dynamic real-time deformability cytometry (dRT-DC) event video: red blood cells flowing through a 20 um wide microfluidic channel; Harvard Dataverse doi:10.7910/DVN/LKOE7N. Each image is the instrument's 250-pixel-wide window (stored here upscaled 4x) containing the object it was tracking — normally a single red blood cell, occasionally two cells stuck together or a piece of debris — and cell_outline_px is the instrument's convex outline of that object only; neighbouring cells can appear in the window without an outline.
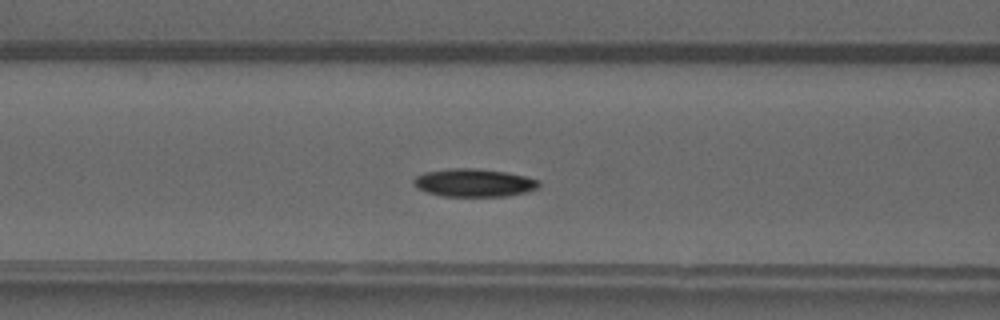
{"species": "common noctule bat (a hibernating species)", "species_latin": "Nyctalus noctula", "temperature_condition": "warm", "stored_images_in_passage": 34, "camera_frame_rate_fps": 3000, "um_per_image_px": 0.085, "animal": {"sex": "male", "forearm_length_mm": 52.5}, "frame": {"image": 1, "passage_image": 5, "time_ms": 1.333, "image_size_px": [1000, 320], "cell_outline_px": [[540, 184], [536, 188], [528, 192], [508, 196], [444, 196], [428, 192], [416, 188], [412, 184], [412, 180], [416, 176], [424, 172], [452, 168], [476, 168], [504, 172], [524, 176], [540, 180]], "centroid_in_image_um": [40.27, 15.53], "position_along_channel_um": 126.3, "area_um2": 20.46}}
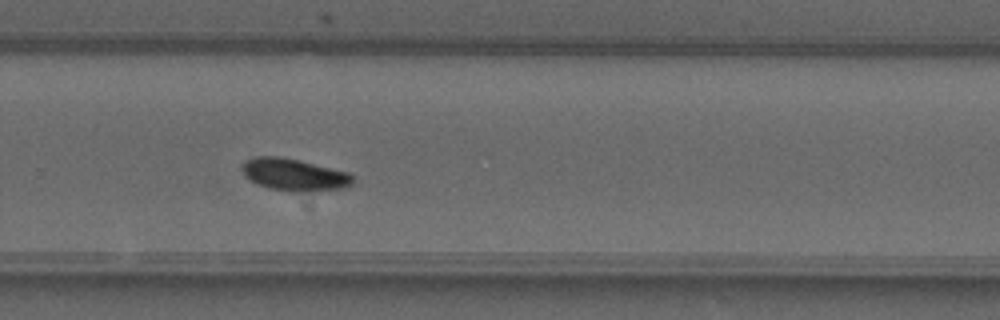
{"frame": {"image": 2, "passage_image": 18, "time_ms": 5.667, "image_size_px": [1000, 320], "cell_outline_px": [[352, 184], [344, 188], [316, 192], [288, 192], [268, 188], [252, 180], [240, 168], [244, 160], [256, 156], [280, 156], [300, 160], [348, 172], [352, 176]], "centroid_in_image_um": [25.02, 14.85], "position_along_channel_um": 304.8, "area_um2": 20.92}}
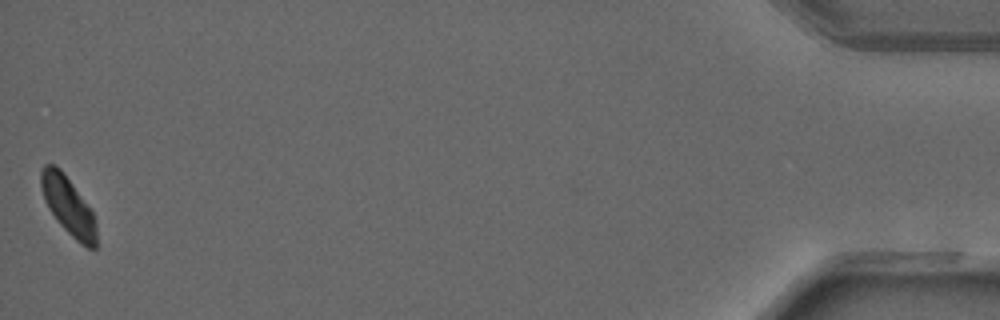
{"frame": {"image": 3, "passage_image": 34, "time_ms": 11.0, "image_size_px": [1000, 320], "cell_outline_px": [[96, 248], [88, 248], [80, 244], [56, 220], [48, 208], [44, 200], [40, 184], [40, 172], [44, 164], [56, 164], [64, 172], [92, 212], [96, 224]], "centroid_in_image_um": [5.77, 17.47], "position_along_channel_um": 429.4, "area_um2": 18.67}, "authors_computed_cell_mechanics": {"area_um2": 19.9121, "velocity_mm_per_s": 4.1283, "shape_relaxation_time_tau1_ms": 2.7762, "shape_relaxation_time_tau2_ms": null, "deformation_change_tau1": 0.0983, "deformation_change_tau2": null}}